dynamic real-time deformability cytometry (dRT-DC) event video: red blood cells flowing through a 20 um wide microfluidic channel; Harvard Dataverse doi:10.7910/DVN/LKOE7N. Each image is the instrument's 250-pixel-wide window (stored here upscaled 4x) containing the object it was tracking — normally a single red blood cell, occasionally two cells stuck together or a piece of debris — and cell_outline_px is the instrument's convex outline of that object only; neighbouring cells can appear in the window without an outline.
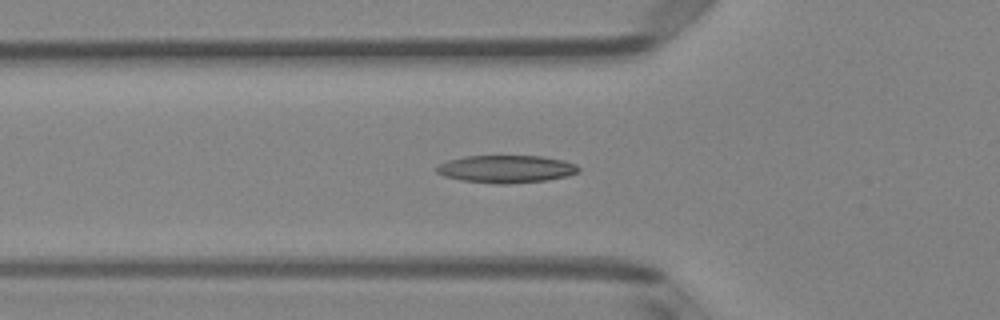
{"species": "Egyptian fruit bat (a non-hibernating species)", "species_latin": "Rousettus aegyptiacus", "temperature_condition": "room temperature", "stored_images_in_passage": 49, "camera_frame_rate_fps": 3000, "um_per_image_px": 0.085, "animal": {"sex": "female"}, "frame": {"image": 1, "passage_image": 17, "time_ms": 5.333, "image_size_px": [1000, 320], "cell_outline_px": [[580, 172], [568, 176], [544, 180], [508, 184], [496, 184], [460, 180], [444, 176], [436, 172], [436, 168], [440, 164], [448, 160], [464, 156], [544, 156], [564, 160], [576, 164], [580, 168]], "centroid_in_image_um": [43.05, 14.36], "position_along_channel_um": 82.8, "area_um2": 22.95}}
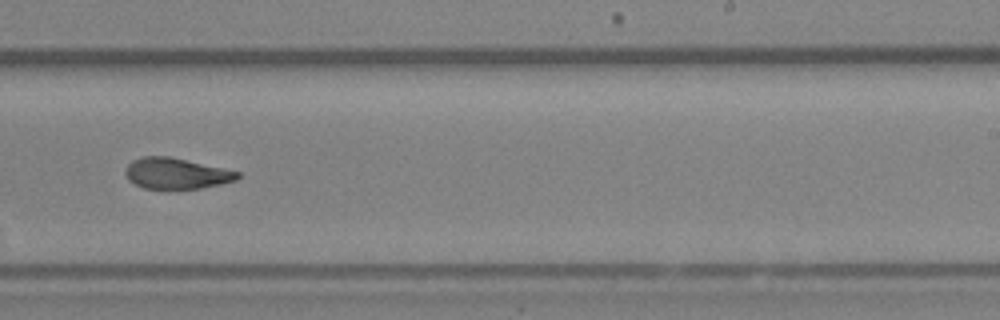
{"frame": {"image": 2, "passage_image": 31, "time_ms": 10.0, "image_size_px": [1000, 320], "cell_outline_px": [[240, 176], [236, 180], [220, 184], [200, 188], [144, 188], [128, 180], [124, 172], [124, 168], [132, 160], [144, 156], [168, 156], [224, 168], [240, 172]], "centroid_in_image_um": [14.96, 14.73], "position_along_channel_um": 274.0, "area_um2": 20.06}}
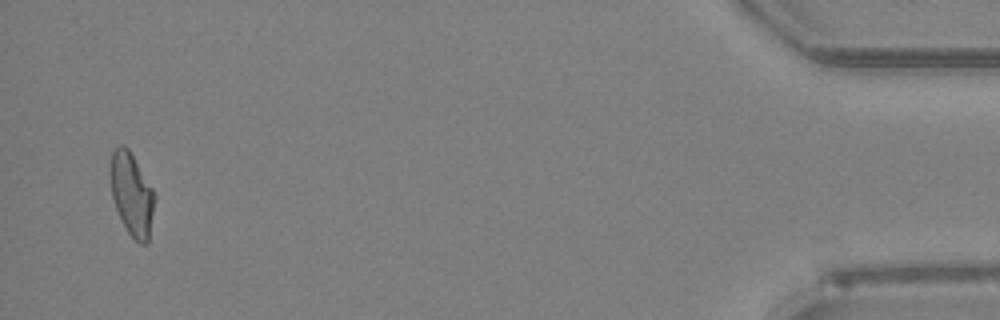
{"frame": {"image": 3, "passage_image": 48, "time_ms": 15.667, "image_size_px": [1000, 320], "cell_outline_px": [[156, 196], [148, 244], [140, 244], [128, 232], [116, 208], [112, 196], [108, 172], [112, 152], [120, 144], [124, 144], [128, 148], [152, 188]], "centroid_in_image_um": [11.19, 16.49], "position_along_channel_um": 424.0, "area_um2": 21.39}, "authors_computed_cell_mechanics": {"area_um2": 21.386, "velocity_mm_per_s": 4.1174, "shape_relaxation_time_tau1_ms": 10.0989, "shape_relaxation_time_tau2_ms": 2.2774, "deformation_change_tau1": 0.2622, "deformation_change_tau2": 0.0894}}